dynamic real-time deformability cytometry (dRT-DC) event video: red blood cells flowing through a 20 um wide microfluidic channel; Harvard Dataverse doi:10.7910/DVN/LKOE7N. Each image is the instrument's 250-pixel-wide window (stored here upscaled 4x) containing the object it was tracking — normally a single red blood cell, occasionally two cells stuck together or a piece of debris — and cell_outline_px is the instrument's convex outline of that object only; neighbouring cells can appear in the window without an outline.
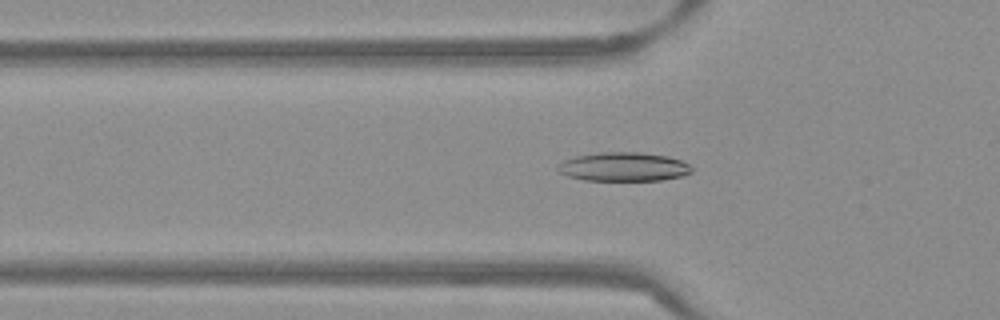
{"species": "Egyptian fruit bat (a non-hibernating species)", "species_latin": "Rousettus aegyptiacus", "temperature_condition": "warm", "stored_images_in_passage": 53, "camera_frame_rate_fps": 3000, "um_per_image_px": 0.085, "frame": {"image": 1, "passage_image": 18, "time_ms": 5.667, "image_size_px": [1000, 320], "cell_outline_px": [[692, 172], [680, 176], [660, 180], [584, 180], [568, 176], [560, 172], [556, 168], [564, 160], [576, 156], [596, 152], [640, 152], [668, 156], [680, 160], [688, 164], [692, 168]], "centroid_in_image_um": [52.99, 14.17], "position_along_channel_um": 72.8, "area_um2": 22.43}}
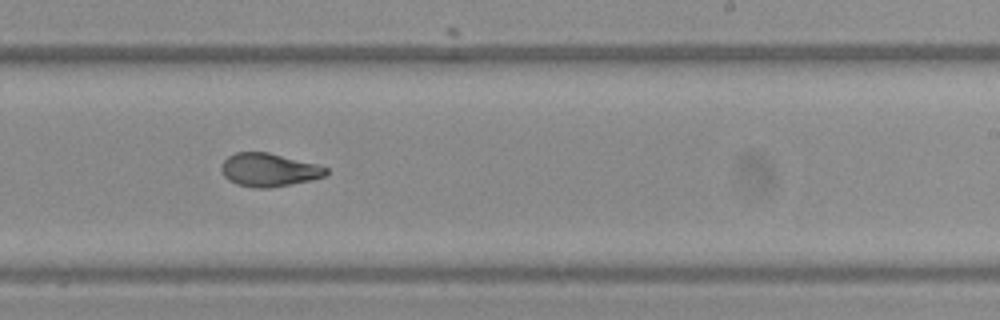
{"frame": {"image": 2, "passage_image": 33, "time_ms": 10.667, "image_size_px": [1000, 320], "cell_outline_px": [[328, 172], [324, 176], [312, 180], [268, 188], [256, 188], [236, 184], [228, 180], [224, 176], [220, 168], [220, 164], [228, 156], [236, 152], [268, 152], [316, 164], [328, 168]], "centroid_in_image_um": [22.82, 14.44], "position_along_channel_um": 266.2, "area_um2": 20.29}}
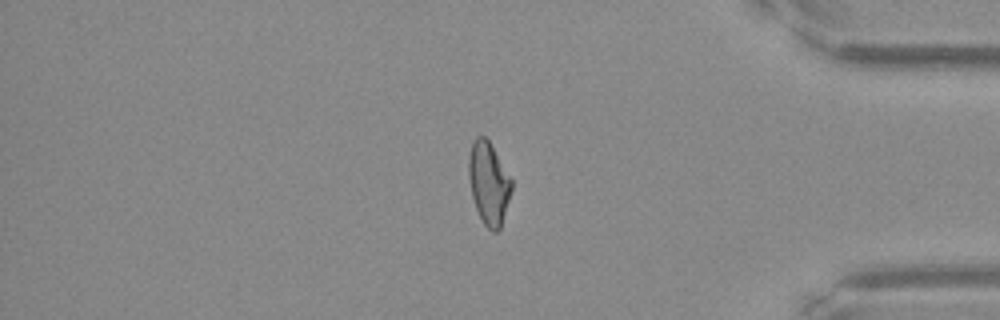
{"frame": {"image": 3, "passage_image": 45, "time_ms": 14.667, "image_size_px": [1000, 320], "cell_outline_px": [[512, 188], [500, 228], [496, 232], [492, 232], [484, 224], [476, 208], [472, 196], [468, 176], [468, 156], [472, 140], [476, 136], [484, 136], [488, 140], [512, 180]], "centroid_in_image_um": [41.51, 15.55], "position_along_channel_um": 393.7, "area_um2": 20.4}, "authors_computed_cell_mechanics": {"area_um2": 21.3282, "velocity_mm_per_s": 3.8515, "shape_relaxation_time_tau1_ms": 7.419, "shape_relaxation_time_tau2_ms": 1.2449, "deformation_change_tau1": 0.1992, "deformation_change_tau2": 0.0613}}